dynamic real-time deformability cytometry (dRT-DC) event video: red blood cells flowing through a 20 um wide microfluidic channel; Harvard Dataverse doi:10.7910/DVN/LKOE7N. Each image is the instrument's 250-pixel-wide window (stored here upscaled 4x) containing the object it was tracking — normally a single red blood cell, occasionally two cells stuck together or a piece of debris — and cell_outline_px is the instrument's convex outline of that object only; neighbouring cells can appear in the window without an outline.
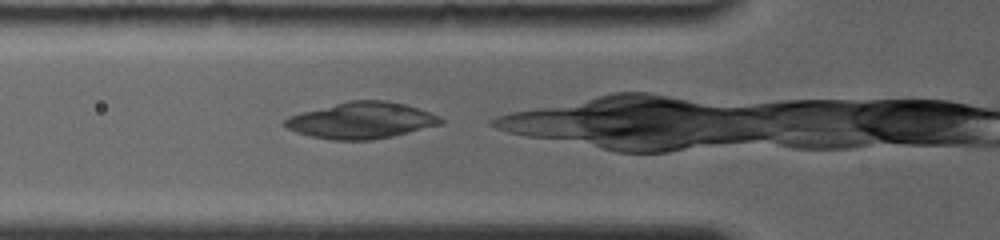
{"species": "common noctule bat (a hibernating species)", "species_latin": "Nyctalus noctula", "temperature_condition": "room temperature", "stored_images_in_passage": 25, "camera_frame_rate_fps": 4000, "um_per_image_px": 0.085, "animal": {"sex": "female", "body_mass_g": 19.0, "forearm_length_mm": 56.7}, "frame": {"image": 1, "passage_image": 7, "time_ms": 3.0, "image_size_px": [1000, 240], "cell_outline_px": [[444, 124], [392, 136], [372, 140], [332, 140], [312, 136], [296, 132], [280, 124], [288, 116], [348, 100], [388, 100], [404, 104], [440, 116], [444, 120]], "centroid_in_image_um": [30.73, 10.24], "position_along_channel_um": 95.1, "area_um2": 33.0}}
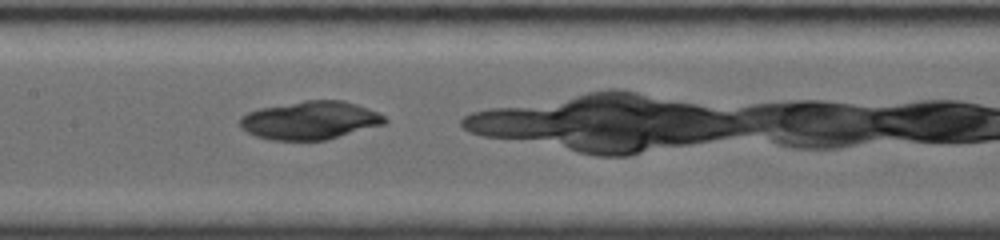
{"frame": {"image": 2, "passage_image": 12, "time_ms": 5.25, "image_size_px": [1000, 240], "cell_outline_px": [[388, 124], [324, 140], [272, 140], [256, 136], [240, 128], [240, 116], [248, 112], [260, 108], [304, 100], [344, 100], [368, 108], [384, 116], [388, 120]], "centroid_in_image_um": [26.38, 10.22], "position_along_channel_um": 181.0, "area_um2": 32.37}}
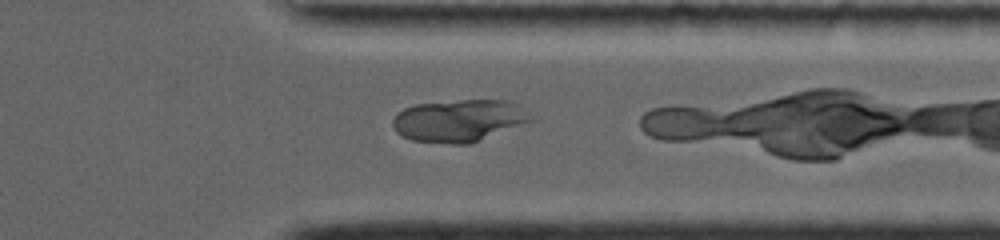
{"frame": {"image": 3, "passage_image": 22, "time_ms": 10.25, "image_size_px": [1000, 240], "cell_outline_px": [[532, 120], [468, 144], [452, 144], [412, 140], [396, 132], [392, 124], [392, 120], [396, 112], [404, 108], [416, 104], [460, 100], [508, 100], [520, 104]], "centroid_in_image_um": [38.95, 10.23], "position_along_channel_um": 372.4, "area_um2": 33.58}}